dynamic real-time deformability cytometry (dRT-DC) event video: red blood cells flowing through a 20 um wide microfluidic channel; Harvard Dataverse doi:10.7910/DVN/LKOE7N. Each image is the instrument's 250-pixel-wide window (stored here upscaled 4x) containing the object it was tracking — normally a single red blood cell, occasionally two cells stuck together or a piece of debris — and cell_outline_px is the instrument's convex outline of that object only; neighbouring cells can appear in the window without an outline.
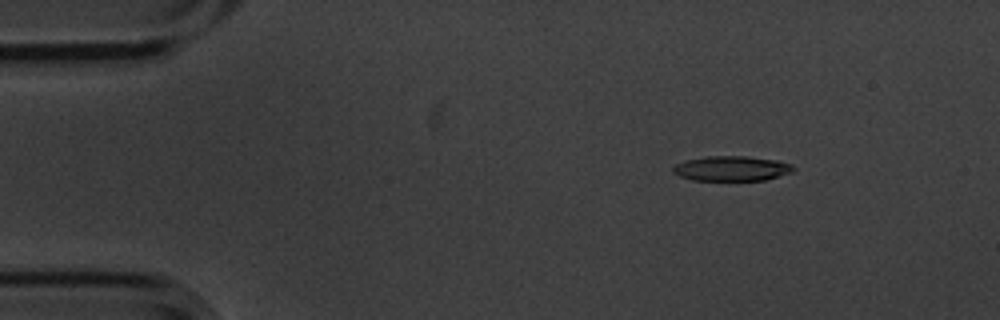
{"species": "common noctule bat (a hibernating species)", "species_latin": "Nyctalus noctula", "temperature_condition": "cold", "stored_images_in_passage": 6, "camera_frame_rate_fps": 3000, "um_per_image_px": 0.085, "animal": {"sex": "male", "body_mass_g": 20.1, "forearm_length_mm": 53.5}, "frame": {"image": 1, "passage_image": 1, "time_ms": 0.0, "image_size_px": [1000, 320], "cell_outline_px": [[796, 168], [792, 172], [764, 180], [692, 180], [680, 176], [672, 172], [672, 168], [676, 164], [688, 160], [708, 156], [748, 156], [776, 160], [792, 164]], "centroid_in_image_um": [62.21, 14.32], "position_along_channel_um": 22.8, "area_um2": 17.4}}
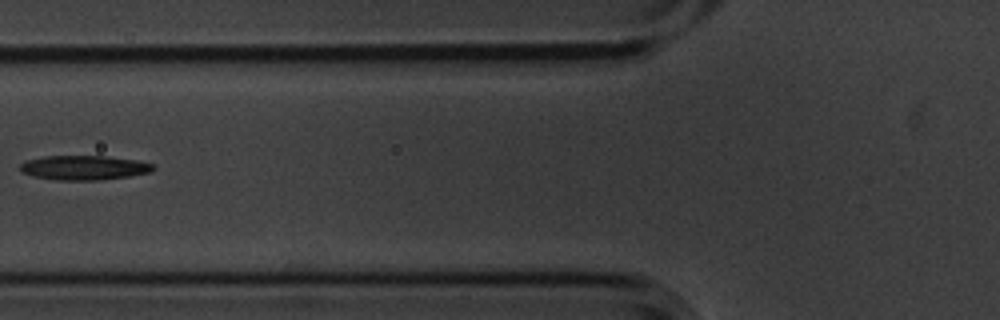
{"frame": {"image": 2, "passage_image": 5, "time_ms": 1.333, "image_size_px": [1000, 320], "cell_outline_px": [[156, 168], [152, 172], [128, 176], [96, 180], [56, 180], [32, 176], [20, 172], [20, 164], [28, 160], [44, 156], [108, 156], [136, 160], [152, 164]], "centroid_in_image_um": [7.13, 14.25], "position_along_channel_um": 118.7, "area_um2": 18.96}}
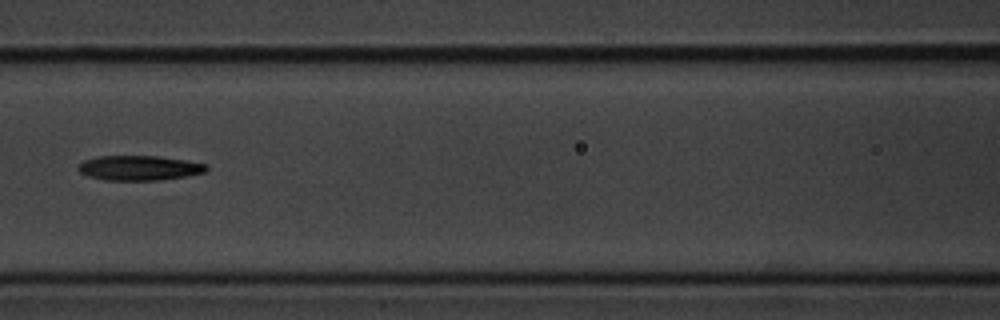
{"frame": {"image": 3, "passage_image": 6, "time_ms": 1.667, "image_size_px": [1000, 320], "cell_outline_px": [[208, 168], [204, 172], [188, 176], [156, 180], [104, 180], [88, 176], [80, 172], [76, 168], [84, 160], [96, 156], [160, 156], [208, 164]], "centroid_in_image_um": [11.82, 14.27], "position_along_channel_um": 154.8, "area_um2": 18.55}}